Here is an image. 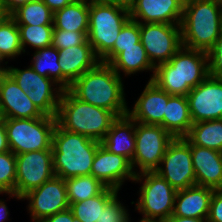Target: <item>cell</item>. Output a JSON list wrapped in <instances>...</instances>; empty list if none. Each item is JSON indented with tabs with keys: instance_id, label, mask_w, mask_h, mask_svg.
I'll use <instances>...</instances> for the list:
<instances>
[{
	"instance_id": "obj_25",
	"label": "cell",
	"mask_w": 222,
	"mask_h": 222,
	"mask_svg": "<svg viewBox=\"0 0 222 222\" xmlns=\"http://www.w3.org/2000/svg\"><path fill=\"white\" fill-rule=\"evenodd\" d=\"M109 65L120 77L150 71L152 74L149 81L152 80L155 69L141 41L137 43V47L122 48V52Z\"/></svg>"
},
{
	"instance_id": "obj_21",
	"label": "cell",
	"mask_w": 222,
	"mask_h": 222,
	"mask_svg": "<svg viewBox=\"0 0 222 222\" xmlns=\"http://www.w3.org/2000/svg\"><path fill=\"white\" fill-rule=\"evenodd\" d=\"M58 52L62 75L71 84L101 62L88 40L81 45L58 50Z\"/></svg>"
},
{
	"instance_id": "obj_40",
	"label": "cell",
	"mask_w": 222,
	"mask_h": 222,
	"mask_svg": "<svg viewBox=\"0 0 222 222\" xmlns=\"http://www.w3.org/2000/svg\"><path fill=\"white\" fill-rule=\"evenodd\" d=\"M41 222H77L70 209L58 212L42 220Z\"/></svg>"
},
{
	"instance_id": "obj_44",
	"label": "cell",
	"mask_w": 222,
	"mask_h": 222,
	"mask_svg": "<svg viewBox=\"0 0 222 222\" xmlns=\"http://www.w3.org/2000/svg\"><path fill=\"white\" fill-rule=\"evenodd\" d=\"M163 222H207L206 219H198L191 217H181L176 215H171L167 220Z\"/></svg>"
},
{
	"instance_id": "obj_23",
	"label": "cell",
	"mask_w": 222,
	"mask_h": 222,
	"mask_svg": "<svg viewBox=\"0 0 222 222\" xmlns=\"http://www.w3.org/2000/svg\"><path fill=\"white\" fill-rule=\"evenodd\" d=\"M101 145L109 152L122 155L132 162L135 153V121L128 115L118 117L101 141Z\"/></svg>"
},
{
	"instance_id": "obj_26",
	"label": "cell",
	"mask_w": 222,
	"mask_h": 222,
	"mask_svg": "<svg viewBox=\"0 0 222 222\" xmlns=\"http://www.w3.org/2000/svg\"><path fill=\"white\" fill-rule=\"evenodd\" d=\"M89 0H74L63 9L54 12V29L88 31Z\"/></svg>"
},
{
	"instance_id": "obj_27",
	"label": "cell",
	"mask_w": 222,
	"mask_h": 222,
	"mask_svg": "<svg viewBox=\"0 0 222 222\" xmlns=\"http://www.w3.org/2000/svg\"><path fill=\"white\" fill-rule=\"evenodd\" d=\"M30 60V67L39 75L53 79L64 90L71 86V83L62 75L59 66V52L53 46L34 50Z\"/></svg>"
},
{
	"instance_id": "obj_29",
	"label": "cell",
	"mask_w": 222,
	"mask_h": 222,
	"mask_svg": "<svg viewBox=\"0 0 222 222\" xmlns=\"http://www.w3.org/2000/svg\"><path fill=\"white\" fill-rule=\"evenodd\" d=\"M185 138L191 144L222 152V119L193 123Z\"/></svg>"
},
{
	"instance_id": "obj_13",
	"label": "cell",
	"mask_w": 222,
	"mask_h": 222,
	"mask_svg": "<svg viewBox=\"0 0 222 222\" xmlns=\"http://www.w3.org/2000/svg\"><path fill=\"white\" fill-rule=\"evenodd\" d=\"M140 41L154 66L168 62L182 47L180 24L140 23Z\"/></svg>"
},
{
	"instance_id": "obj_4",
	"label": "cell",
	"mask_w": 222,
	"mask_h": 222,
	"mask_svg": "<svg viewBox=\"0 0 222 222\" xmlns=\"http://www.w3.org/2000/svg\"><path fill=\"white\" fill-rule=\"evenodd\" d=\"M100 144L99 141L67 131L56 124L52 136L55 176L67 179L90 175L93 159Z\"/></svg>"
},
{
	"instance_id": "obj_19",
	"label": "cell",
	"mask_w": 222,
	"mask_h": 222,
	"mask_svg": "<svg viewBox=\"0 0 222 222\" xmlns=\"http://www.w3.org/2000/svg\"><path fill=\"white\" fill-rule=\"evenodd\" d=\"M170 96L153 81L148 80L134 106L131 110L128 108L127 115L135 122L163 127V116Z\"/></svg>"
},
{
	"instance_id": "obj_6",
	"label": "cell",
	"mask_w": 222,
	"mask_h": 222,
	"mask_svg": "<svg viewBox=\"0 0 222 222\" xmlns=\"http://www.w3.org/2000/svg\"><path fill=\"white\" fill-rule=\"evenodd\" d=\"M129 19L127 7L102 0H89L87 40L100 60L113 49L121 28Z\"/></svg>"
},
{
	"instance_id": "obj_9",
	"label": "cell",
	"mask_w": 222,
	"mask_h": 222,
	"mask_svg": "<svg viewBox=\"0 0 222 222\" xmlns=\"http://www.w3.org/2000/svg\"><path fill=\"white\" fill-rule=\"evenodd\" d=\"M173 139L161 125L135 122V153L131 162L134 173L154 172Z\"/></svg>"
},
{
	"instance_id": "obj_31",
	"label": "cell",
	"mask_w": 222,
	"mask_h": 222,
	"mask_svg": "<svg viewBox=\"0 0 222 222\" xmlns=\"http://www.w3.org/2000/svg\"><path fill=\"white\" fill-rule=\"evenodd\" d=\"M69 203H76L99 195L107 186L92 175L65 179Z\"/></svg>"
},
{
	"instance_id": "obj_10",
	"label": "cell",
	"mask_w": 222,
	"mask_h": 222,
	"mask_svg": "<svg viewBox=\"0 0 222 222\" xmlns=\"http://www.w3.org/2000/svg\"><path fill=\"white\" fill-rule=\"evenodd\" d=\"M8 74L44 114L56 117L63 88L53 79L39 75L30 66L9 67Z\"/></svg>"
},
{
	"instance_id": "obj_16",
	"label": "cell",
	"mask_w": 222,
	"mask_h": 222,
	"mask_svg": "<svg viewBox=\"0 0 222 222\" xmlns=\"http://www.w3.org/2000/svg\"><path fill=\"white\" fill-rule=\"evenodd\" d=\"M90 175L105 186L120 191L126 181H134L136 174L127 158L109 152L100 144L93 159Z\"/></svg>"
},
{
	"instance_id": "obj_17",
	"label": "cell",
	"mask_w": 222,
	"mask_h": 222,
	"mask_svg": "<svg viewBox=\"0 0 222 222\" xmlns=\"http://www.w3.org/2000/svg\"><path fill=\"white\" fill-rule=\"evenodd\" d=\"M43 116L8 73L0 75V117L30 119Z\"/></svg>"
},
{
	"instance_id": "obj_41",
	"label": "cell",
	"mask_w": 222,
	"mask_h": 222,
	"mask_svg": "<svg viewBox=\"0 0 222 222\" xmlns=\"http://www.w3.org/2000/svg\"><path fill=\"white\" fill-rule=\"evenodd\" d=\"M32 0H0V5L6 10V12L11 15L20 6Z\"/></svg>"
},
{
	"instance_id": "obj_15",
	"label": "cell",
	"mask_w": 222,
	"mask_h": 222,
	"mask_svg": "<svg viewBox=\"0 0 222 222\" xmlns=\"http://www.w3.org/2000/svg\"><path fill=\"white\" fill-rule=\"evenodd\" d=\"M186 97L193 123L222 119V79L209 75Z\"/></svg>"
},
{
	"instance_id": "obj_14",
	"label": "cell",
	"mask_w": 222,
	"mask_h": 222,
	"mask_svg": "<svg viewBox=\"0 0 222 222\" xmlns=\"http://www.w3.org/2000/svg\"><path fill=\"white\" fill-rule=\"evenodd\" d=\"M27 200L26 207L31 222H41L45 218L69 209L65 179L54 176L41 186L30 190L21 197Z\"/></svg>"
},
{
	"instance_id": "obj_3",
	"label": "cell",
	"mask_w": 222,
	"mask_h": 222,
	"mask_svg": "<svg viewBox=\"0 0 222 222\" xmlns=\"http://www.w3.org/2000/svg\"><path fill=\"white\" fill-rule=\"evenodd\" d=\"M180 26L183 47L208 52L222 31V0H185Z\"/></svg>"
},
{
	"instance_id": "obj_47",
	"label": "cell",
	"mask_w": 222,
	"mask_h": 222,
	"mask_svg": "<svg viewBox=\"0 0 222 222\" xmlns=\"http://www.w3.org/2000/svg\"><path fill=\"white\" fill-rule=\"evenodd\" d=\"M102 1L115 3L127 8H130V6L135 2V0H102Z\"/></svg>"
},
{
	"instance_id": "obj_8",
	"label": "cell",
	"mask_w": 222,
	"mask_h": 222,
	"mask_svg": "<svg viewBox=\"0 0 222 222\" xmlns=\"http://www.w3.org/2000/svg\"><path fill=\"white\" fill-rule=\"evenodd\" d=\"M10 150L15 154L52 149L56 117L3 118Z\"/></svg>"
},
{
	"instance_id": "obj_5",
	"label": "cell",
	"mask_w": 222,
	"mask_h": 222,
	"mask_svg": "<svg viewBox=\"0 0 222 222\" xmlns=\"http://www.w3.org/2000/svg\"><path fill=\"white\" fill-rule=\"evenodd\" d=\"M117 118L112 111L79 100L68 89L62 92L56 114V122L62 129L99 142Z\"/></svg>"
},
{
	"instance_id": "obj_28",
	"label": "cell",
	"mask_w": 222,
	"mask_h": 222,
	"mask_svg": "<svg viewBox=\"0 0 222 222\" xmlns=\"http://www.w3.org/2000/svg\"><path fill=\"white\" fill-rule=\"evenodd\" d=\"M118 190L106 187L99 195L87 200L70 203L77 222H101L102 210L118 194Z\"/></svg>"
},
{
	"instance_id": "obj_39",
	"label": "cell",
	"mask_w": 222,
	"mask_h": 222,
	"mask_svg": "<svg viewBox=\"0 0 222 222\" xmlns=\"http://www.w3.org/2000/svg\"><path fill=\"white\" fill-rule=\"evenodd\" d=\"M206 221L222 222V189L214 190Z\"/></svg>"
},
{
	"instance_id": "obj_42",
	"label": "cell",
	"mask_w": 222,
	"mask_h": 222,
	"mask_svg": "<svg viewBox=\"0 0 222 222\" xmlns=\"http://www.w3.org/2000/svg\"><path fill=\"white\" fill-rule=\"evenodd\" d=\"M11 151L7 138V131L4 124V119L0 117V153Z\"/></svg>"
},
{
	"instance_id": "obj_34",
	"label": "cell",
	"mask_w": 222,
	"mask_h": 222,
	"mask_svg": "<svg viewBox=\"0 0 222 222\" xmlns=\"http://www.w3.org/2000/svg\"><path fill=\"white\" fill-rule=\"evenodd\" d=\"M140 42V23L129 19L121 28L113 49L101 60L110 64L121 52L122 48L137 47Z\"/></svg>"
},
{
	"instance_id": "obj_43",
	"label": "cell",
	"mask_w": 222,
	"mask_h": 222,
	"mask_svg": "<svg viewBox=\"0 0 222 222\" xmlns=\"http://www.w3.org/2000/svg\"><path fill=\"white\" fill-rule=\"evenodd\" d=\"M48 8L55 12L57 10L63 9L68 4L72 3L74 0H42Z\"/></svg>"
},
{
	"instance_id": "obj_33",
	"label": "cell",
	"mask_w": 222,
	"mask_h": 222,
	"mask_svg": "<svg viewBox=\"0 0 222 222\" xmlns=\"http://www.w3.org/2000/svg\"><path fill=\"white\" fill-rule=\"evenodd\" d=\"M0 52L9 61L24 54L18 25L10 15L0 25Z\"/></svg>"
},
{
	"instance_id": "obj_18",
	"label": "cell",
	"mask_w": 222,
	"mask_h": 222,
	"mask_svg": "<svg viewBox=\"0 0 222 222\" xmlns=\"http://www.w3.org/2000/svg\"><path fill=\"white\" fill-rule=\"evenodd\" d=\"M185 0H135L130 19L138 23L181 24Z\"/></svg>"
},
{
	"instance_id": "obj_36",
	"label": "cell",
	"mask_w": 222,
	"mask_h": 222,
	"mask_svg": "<svg viewBox=\"0 0 222 222\" xmlns=\"http://www.w3.org/2000/svg\"><path fill=\"white\" fill-rule=\"evenodd\" d=\"M88 31H65L54 29L52 46L58 50L81 45L87 40Z\"/></svg>"
},
{
	"instance_id": "obj_2",
	"label": "cell",
	"mask_w": 222,
	"mask_h": 222,
	"mask_svg": "<svg viewBox=\"0 0 222 222\" xmlns=\"http://www.w3.org/2000/svg\"><path fill=\"white\" fill-rule=\"evenodd\" d=\"M208 76V53L182 46L168 62L155 66L151 81L170 95L187 96Z\"/></svg>"
},
{
	"instance_id": "obj_11",
	"label": "cell",
	"mask_w": 222,
	"mask_h": 222,
	"mask_svg": "<svg viewBox=\"0 0 222 222\" xmlns=\"http://www.w3.org/2000/svg\"><path fill=\"white\" fill-rule=\"evenodd\" d=\"M55 176L52 149L26 152L16 155L15 194H5L18 201L32 189L41 186Z\"/></svg>"
},
{
	"instance_id": "obj_24",
	"label": "cell",
	"mask_w": 222,
	"mask_h": 222,
	"mask_svg": "<svg viewBox=\"0 0 222 222\" xmlns=\"http://www.w3.org/2000/svg\"><path fill=\"white\" fill-rule=\"evenodd\" d=\"M193 122L186 96L171 95L163 116V128L174 138L185 137Z\"/></svg>"
},
{
	"instance_id": "obj_32",
	"label": "cell",
	"mask_w": 222,
	"mask_h": 222,
	"mask_svg": "<svg viewBox=\"0 0 222 222\" xmlns=\"http://www.w3.org/2000/svg\"><path fill=\"white\" fill-rule=\"evenodd\" d=\"M22 50L26 55L27 47L35 50L52 46L53 25H18Z\"/></svg>"
},
{
	"instance_id": "obj_46",
	"label": "cell",
	"mask_w": 222,
	"mask_h": 222,
	"mask_svg": "<svg viewBox=\"0 0 222 222\" xmlns=\"http://www.w3.org/2000/svg\"><path fill=\"white\" fill-rule=\"evenodd\" d=\"M5 59L6 57L0 52V75L7 74L10 67L7 66L9 60L5 61Z\"/></svg>"
},
{
	"instance_id": "obj_12",
	"label": "cell",
	"mask_w": 222,
	"mask_h": 222,
	"mask_svg": "<svg viewBox=\"0 0 222 222\" xmlns=\"http://www.w3.org/2000/svg\"><path fill=\"white\" fill-rule=\"evenodd\" d=\"M154 172L177 191L196 185L189 141L185 137L174 138Z\"/></svg>"
},
{
	"instance_id": "obj_35",
	"label": "cell",
	"mask_w": 222,
	"mask_h": 222,
	"mask_svg": "<svg viewBox=\"0 0 222 222\" xmlns=\"http://www.w3.org/2000/svg\"><path fill=\"white\" fill-rule=\"evenodd\" d=\"M16 155L12 151L0 153V194H15Z\"/></svg>"
},
{
	"instance_id": "obj_45",
	"label": "cell",
	"mask_w": 222,
	"mask_h": 222,
	"mask_svg": "<svg viewBox=\"0 0 222 222\" xmlns=\"http://www.w3.org/2000/svg\"><path fill=\"white\" fill-rule=\"evenodd\" d=\"M5 201H8V200H4L0 198V222H7V220H11L9 218L10 211Z\"/></svg>"
},
{
	"instance_id": "obj_22",
	"label": "cell",
	"mask_w": 222,
	"mask_h": 222,
	"mask_svg": "<svg viewBox=\"0 0 222 222\" xmlns=\"http://www.w3.org/2000/svg\"><path fill=\"white\" fill-rule=\"evenodd\" d=\"M214 189L194 185L178 190L172 215L207 219Z\"/></svg>"
},
{
	"instance_id": "obj_1",
	"label": "cell",
	"mask_w": 222,
	"mask_h": 222,
	"mask_svg": "<svg viewBox=\"0 0 222 222\" xmlns=\"http://www.w3.org/2000/svg\"><path fill=\"white\" fill-rule=\"evenodd\" d=\"M122 78L109 64L100 62L75 80L68 90L79 100L122 117L129 108Z\"/></svg>"
},
{
	"instance_id": "obj_30",
	"label": "cell",
	"mask_w": 222,
	"mask_h": 222,
	"mask_svg": "<svg viewBox=\"0 0 222 222\" xmlns=\"http://www.w3.org/2000/svg\"><path fill=\"white\" fill-rule=\"evenodd\" d=\"M17 25H53L54 12L42 0H32L10 15Z\"/></svg>"
},
{
	"instance_id": "obj_37",
	"label": "cell",
	"mask_w": 222,
	"mask_h": 222,
	"mask_svg": "<svg viewBox=\"0 0 222 222\" xmlns=\"http://www.w3.org/2000/svg\"><path fill=\"white\" fill-rule=\"evenodd\" d=\"M117 194L102 210L101 222H130L128 208L120 201Z\"/></svg>"
},
{
	"instance_id": "obj_48",
	"label": "cell",
	"mask_w": 222,
	"mask_h": 222,
	"mask_svg": "<svg viewBox=\"0 0 222 222\" xmlns=\"http://www.w3.org/2000/svg\"><path fill=\"white\" fill-rule=\"evenodd\" d=\"M9 16L6 10L0 5V25Z\"/></svg>"
},
{
	"instance_id": "obj_7",
	"label": "cell",
	"mask_w": 222,
	"mask_h": 222,
	"mask_svg": "<svg viewBox=\"0 0 222 222\" xmlns=\"http://www.w3.org/2000/svg\"><path fill=\"white\" fill-rule=\"evenodd\" d=\"M134 183H140L135 211L141 222H163L173 213L177 190L156 172H142L135 175ZM136 202V203H135Z\"/></svg>"
},
{
	"instance_id": "obj_38",
	"label": "cell",
	"mask_w": 222,
	"mask_h": 222,
	"mask_svg": "<svg viewBox=\"0 0 222 222\" xmlns=\"http://www.w3.org/2000/svg\"><path fill=\"white\" fill-rule=\"evenodd\" d=\"M207 53L209 75L222 79V31L214 46Z\"/></svg>"
},
{
	"instance_id": "obj_20",
	"label": "cell",
	"mask_w": 222,
	"mask_h": 222,
	"mask_svg": "<svg viewBox=\"0 0 222 222\" xmlns=\"http://www.w3.org/2000/svg\"><path fill=\"white\" fill-rule=\"evenodd\" d=\"M196 185L222 189V152L189 142Z\"/></svg>"
}]
</instances>
